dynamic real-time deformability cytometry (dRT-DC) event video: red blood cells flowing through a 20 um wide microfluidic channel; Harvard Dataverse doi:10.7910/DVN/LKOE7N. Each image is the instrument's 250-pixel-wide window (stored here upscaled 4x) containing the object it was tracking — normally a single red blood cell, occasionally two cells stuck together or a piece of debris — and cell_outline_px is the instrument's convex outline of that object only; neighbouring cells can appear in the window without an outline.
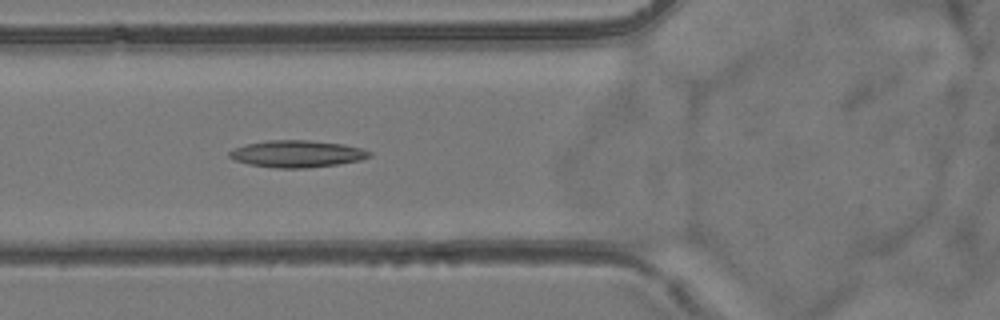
{"species": "common noctule bat (a hibernating species)", "species_latin": "Nyctalus noctula", "temperature_condition": "room temperature", "stored_images_in_passage": 42, "camera_frame_rate_fps": 3000, "um_per_image_px": 0.085, "animal": {"sex": "female", "body_mass_g": 24.6, "forearm_length_mm": 56.2}, "frame": {"image": 1, "passage_image": 12, "time_ms": 3.667, "image_size_px": [1000, 320], "cell_outline_px": [[372, 156], [360, 160], [336, 164], [308, 168], [276, 168], [248, 164], [232, 160], [228, 156], [228, 152], [236, 148], [248, 144], [268, 140], [308, 140], [344, 144], [360, 148], [372, 152]], "centroid_in_image_um": [25.24, 13.08], "position_along_channel_um": 100.6, "area_um2": 21.96}}
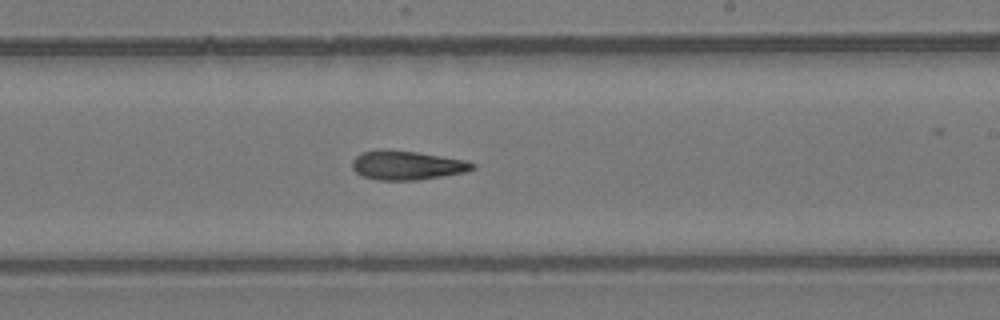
{"frame": {"image": 2, "passage_image": 24, "time_ms": 7.667, "image_size_px": [1000, 320], "cell_outline_px": [[476, 168], [464, 172], [416, 180], [376, 180], [360, 176], [352, 168], [352, 160], [360, 152], [416, 152], [468, 160], [476, 164]], "centroid_in_image_um": [34.62, 14.08], "position_along_channel_um": 254.4, "area_um2": 19.83}}
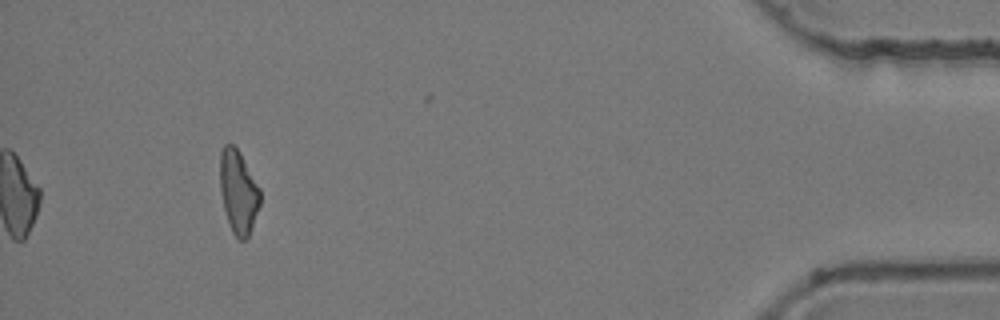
{"frame": {"image": 3, "passage_image": 42, "time_ms": 13.667, "image_size_px": [1000, 320], "cell_outline_px": [[260, 204], [252, 228], [248, 236], [244, 240], [240, 240], [232, 232], [224, 208], [220, 192], [220, 152], [224, 144], [232, 144], [240, 152], [260, 188]], "centroid_in_image_um": [20.26, 16.29], "position_along_channel_um": 414.9, "area_um2": 19.42}}